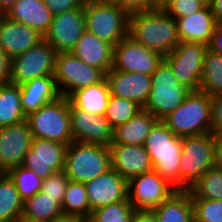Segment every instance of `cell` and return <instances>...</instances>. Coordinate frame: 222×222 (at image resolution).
I'll return each mask as SVG.
<instances>
[{
    "mask_svg": "<svg viewBox=\"0 0 222 222\" xmlns=\"http://www.w3.org/2000/svg\"><path fill=\"white\" fill-rule=\"evenodd\" d=\"M52 222H88L86 219L77 217V216H70V215H62Z\"/></svg>",
    "mask_w": 222,
    "mask_h": 222,
    "instance_id": "cell-49",
    "label": "cell"
},
{
    "mask_svg": "<svg viewBox=\"0 0 222 222\" xmlns=\"http://www.w3.org/2000/svg\"><path fill=\"white\" fill-rule=\"evenodd\" d=\"M17 222H44V221H40V220H37V219H32V218H29V217H24L23 215L18 219Z\"/></svg>",
    "mask_w": 222,
    "mask_h": 222,
    "instance_id": "cell-51",
    "label": "cell"
},
{
    "mask_svg": "<svg viewBox=\"0 0 222 222\" xmlns=\"http://www.w3.org/2000/svg\"><path fill=\"white\" fill-rule=\"evenodd\" d=\"M20 86V103L25 116L60 97L54 75L31 79Z\"/></svg>",
    "mask_w": 222,
    "mask_h": 222,
    "instance_id": "cell-23",
    "label": "cell"
},
{
    "mask_svg": "<svg viewBox=\"0 0 222 222\" xmlns=\"http://www.w3.org/2000/svg\"><path fill=\"white\" fill-rule=\"evenodd\" d=\"M163 59L159 53L126 36L114 46L112 68L117 71L151 75Z\"/></svg>",
    "mask_w": 222,
    "mask_h": 222,
    "instance_id": "cell-13",
    "label": "cell"
},
{
    "mask_svg": "<svg viewBox=\"0 0 222 222\" xmlns=\"http://www.w3.org/2000/svg\"><path fill=\"white\" fill-rule=\"evenodd\" d=\"M68 145L43 138H32L31 147L25 154L22 166L46 179L55 172L64 170Z\"/></svg>",
    "mask_w": 222,
    "mask_h": 222,
    "instance_id": "cell-14",
    "label": "cell"
},
{
    "mask_svg": "<svg viewBox=\"0 0 222 222\" xmlns=\"http://www.w3.org/2000/svg\"><path fill=\"white\" fill-rule=\"evenodd\" d=\"M120 0H96V2L100 3H110V4H117Z\"/></svg>",
    "mask_w": 222,
    "mask_h": 222,
    "instance_id": "cell-52",
    "label": "cell"
},
{
    "mask_svg": "<svg viewBox=\"0 0 222 222\" xmlns=\"http://www.w3.org/2000/svg\"><path fill=\"white\" fill-rule=\"evenodd\" d=\"M207 45L195 42H180L164 57L180 84L191 91H199Z\"/></svg>",
    "mask_w": 222,
    "mask_h": 222,
    "instance_id": "cell-11",
    "label": "cell"
},
{
    "mask_svg": "<svg viewBox=\"0 0 222 222\" xmlns=\"http://www.w3.org/2000/svg\"><path fill=\"white\" fill-rule=\"evenodd\" d=\"M87 199L92 211L128 199V181L112 168L85 183Z\"/></svg>",
    "mask_w": 222,
    "mask_h": 222,
    "instance_id": "cell-18",
    "label": "cell"
},
{
    "mask_svg": "<svg viewBox=\"0 0 222 222\" xmlns=\"http://www.w3.org/2000/svg\"><path fill=\"white\" fill-rule=\"evenodd\" d=\"M44 39L38 31L20 22L0 16V48L11 60L36 46Z\"/></svg>",
    "mask_w": 222,
    "mask_h": 222,
    "instance_id": "cell-20",
    "label": "cell"
},
{
    "mask_svg": "<svg viewBox=\"0 0 222 222\" xmlns=\"http://www.w3.org/2000/svg\"><path fill=\"white\" fill-rule=\"evenodd\" d=\"M214 145L215 135L212 132L182 137L181 190H189L206 171L214 167Z\"/></svg>",
    "mask_w": 222,
    "mask_h": 222,
    "instance_id": "cell-7",
    "label": "cell"
},
{
    "mask_svg": "<svg viewBox=\"0 0 222 222\" xmlns=\"http://www.w3.org/2000/svg\"><path fill=\"white\" fill-rule=\"evenodd\" d=\"M6 174L14 182L20 199L25 202L41 191L43 179L38 177L34 171L24 166L9 169Z\"/></svg>",
    "mask_w": 222,
    "mask_h": 222,
    "instance_id": "cell-35",
    "label": "cell"
},
{
    "mask_svg": "<svg viewBox=\"0 0 222 222\" xmlns=\"http://www.w3.org/2000/svg\"><path fill=\"white\" fill-rule=\"evenodd\" d=\"M18 0H0V14L5 15Z\"/></svg>",
    "mask_w": 222,
    "mask_h": 222,
    "instance_id": "cell-50",
    "label": "cell"
},
{
    "mask_svg": "<svg viewBox=\"0 0 222 222\" xmlns=\"http://www.w3.org/2000/svg\"><path fill=\"white\" fill-rule=\"evenodd\" d=\"M152 211L157 222H194V208L189 190L177 189Z\"/></svg>",
    "mask_w": 222,
    "mask_h": 222,
    "instance_id": "cell-26",
    "label": "cell"
},
{
    "mask_svg": "<svg viewBox=\"0 0 222 222\" xmlns=\"http://www.w3.org/2000/svg\"><path fill=\"white\" fill-rule=\"evenodd\" d=\"M212 99V133L222 135V94L211 97Z\"/></svg>",
    "mask_w": 222,
    "mask_h": 222,
    "instance_id": "cell-43",
    "label": "cell"
},
{
    "mask_svg": "<svg viewBox=\"0 0 222 222\" xmlns=\"http://www.w3.org/2000/svg\"><path fill=\"white\" fill-rule=\"evenodd\" d=\"M22 215L44 222H52L56 218L62 216L63 212L61 206L55 199L39 191L32 198L27 199L23 203Z\"/></svg>",
    "mask_w": 222,
    "mask_h": 222,
    "instance_id": "cell-32",
    "label": "cell"
},
{
    "mask_svg": "<svg viewBox=\"0 0 222 222\" xmlns=\"http://www.w3.org/2000/svg\"><path fill=\"white\" fill-rule=\"evenodd\" d=\"M128 36L163 57L180 43L176 19L161 7L130 15Z\"/></svg>",
    "mask_w": 222,
    "mask_h": 222,
    "instance_id": "cell-1",
    "label": "cell"
},
{
    "mask_svg": "<svg viewBox=\"0 0 222 222\" xmlns=\"http://www.w3.org/2000/svg\"><path fill=\"white\" fill-rule=\"evenodd\" d=\"M207 49L222 54V23H217Z\"/></svg>",
    "mask_w": 222,
    "mask_h": 222,
    "instance_id": "cell-44",
    "label": "cell"
},
{
    "mask_svg": "<svg viewBox=\"0 0 222 222\" xmlns=\"http://www.w3.org/2000/svg\"><path fill=\"white\" fill-rule=\"evenodd\" d=\"M73 141L109 147L113 140V128L104 115L91 114L77 107H69Z\"/></svg>",
    "mask_w": 222,
    "mask_h": 222,
    "instance_id": "cell-16",
    "label": "cell"
},
{
    "mask_svg": "<svg viewBox=\"0 0 222 222\" xmlns=\"http://www.w3.org/2000/svg\"><path fill=\"white\" fill-rule=\"evenodd\" d=\"M86 30L115 46L128 36L129 15L117 4L85 2Z\"/></svg>",
    "mask_w": 222,
    "mask_h": 222,
    "instance_id": "cell-8",
    "label": "cell"
},
{
    "mask_svg": "<svg viewBox=\"0 0 222 222\" xmlns=\"http://www.w3.org/2000/svg\"><path fill=\"white\" fill-rule=\"evenodd\" d=\"M166 0H156V2L161 5L163 2H165Z\"/></svg>",
    "mask_w": 222,
    "mask_h": 222,
    "instance_id": "cell-54",
    "label": "cell"
},
{
    "mask_svg": "<svg viewBox=\"0 0 222 222\" xmlns=\"http://www.w3.org/2000/svg\"><path fill=\"white\" fill-rule=\"evenodd\" d=\"M88 1H96V0H84V2H88Z\"/></svg>",
    "mask_w": 222,
    "mask_h": 222,
    "instance_id": "cell-55",
    "label": "cell"
},
{
    "mask_svg": "<svg viewBox=\"0 0 222 222\" xmlns=\"http://www.w3.org/2000/svg\"><path fill=\"white\" fill-rule=\"evenodd\" d=\"M32 137L69 145L72 141L69 99L60 96L26 117Z\"/></svg>",
    "mask_w": 222,
    "mask_h": 222,
    "instance_id": "cell-6",
    "label": "cell"
},
{
    "mask_svg": "<svg viewBox=\"0 0 222 222\" xmlns=\"http://www.w3.org/2000/svg\"><path fill=\"white\" fill-rule=\"evenodd\" d=\"M180 42H195L208 45L216 27V19L210 6L176 19Z\"/></svg>",
    "mask_w": 222,
    "mask_h": 222,
    "instance_id": "cell-24",
    "label": "cell"
},
{
    "mask_svg": "<svg viewBox=\"0 0 222 222\" xmlns=\"http://www.w3.org/2000/svg\"><path fill=\"white\" fill-rule=\"evenodd\" d=\"M158 119L142 109L132 119L113 130L111 144L144 145L146 138Z\"/></svg>",
    "mask_w": 222,
    "mask_h": 222,
    "instance_id": "cell-28",
    "label": "cell"
},
{
    "mask_svg": "<svg viewBox=\"0 0 222 222\" xmlns=\"http://www.w3.org/2000/svg\"><path fill=\"white\" fill-rule=\"evenodd\" d=\"M11 60L0 48V85L10 83Z\"/></svg>",
    "mask_w": 222,
    "mask_h": 222,
    "instance_id": "cell-45",
    "label": "cell"
},
{
    "mask_svg": "<svg viewBox=\"0 0 222 222\" xmlns=\"http://www.w3.org/2000/svg\"><path fill=\"white\" fill-rule=\"evenodd\" d=\"M211 10L215 16L217 23H222V0H212Z\"/></svg>",
    "mask_w": 222,
    "mask_h": 222,
    "instance_id": "cell-48",
    "label": "cell"
},
{
    "mask_svg": "<svg viewBox=\"0 0 222 222\" xmlns=\"http://www.w3.org/2000/svg\"><path fill=\"white\" fill-rule=\"evenodd\" d=\"M23 203L14 182L0 173V222H17L23 214Z\"/></svg>",
    "mask_w": 222,
    "mask_h": 222,
    "instance_id": "cell-30",
    "label": "cell"
},
{
    "mask_svg": "<svg viewBox=\"0 0 222 222\" xmlns=\"http://www.w3.org/2000/svg\"><path fill=\"white\" fill-rule=\"evenodd\" d=\"M84 63L106 74L113 66L114 46L85 30L71 51Z\"/></svg>",
    "mask_w": 222,
    "mask_h": 222,
    "instance_id": "cell-22",
    "label": "cell"
},
{
    "mask_svg": "<svg viewBox=\"0 0 222 222\" xmlns=\"http://www.w3.org/2000/svg\"><path fill=\"white\" fill-rule=\"evenodd\" d=\"M205 6L199 0H166L160 5L169 16L175 19L196 13Z\"/></svg>",
    "mask_w": 222,
    "mask_h": 222,
    "instance_id": "cell-39",
    "label": "cell"
},
{
    "mask_svg": "<svg viewBox=\"0 0 222 222\" xmlns=\"http://www.w3.org/2000/svg\"><path fill=\"white\" fill-rule=\"evenodd\" d=\"M105 74L77 58L72 52L56 54L54 78L60 95L69 97L74 91L100 82Z\"/></svg>",
    "mask_w": 222,
    "mask_h": 222,
    "instance_id": "cell-9",
    "label": "cell"
},
{
    "mask_svg": "<svg viewBox=\"0 0 222 222\" xmlns=\"http://www.w3.org/2000/svg\"><path fill=\"white\" fill-rule=\"evenodd\" d=\"M194 208V222H222V201L205 198H191Z\"/></svg>",
    "mask_w": 222,
    "mask_h": 222,
    "instance_id": "cell-38",
    "label": "cell"
},
{
    "mask_svg": "<svg viewBox=\"0 0 222 222\" xmlns=\"http://www.w3.org/2000/svg\"><path fill=\"white\" fill-rule=\"evenodd\" d=\"M199 91L211 97L222 94V54L207 49Z\"/></svg>",
    "mask_w": 222,
    "mask_h": 222,
    "instance_id": "cell-31",
    "label": "cell"
},
{
    "mask_svg": "<svg viewBox=\"0 0 222 222\" xmlns=\"http://www.w3.org/2000/svg\"><path fill=\"white\" fill-rule=\"evenodd\" d=\"M144 148L150 155L153 169L176 189H180L182 137L176 136L162 120L151 128Z\"/></svg>",
    "mask_w": 222,
    "mask_h": 222,
    "instance_id": "cell-2",
    "label": "cell"
},
{
    "mask_svg": "<svg viewBox=\"0 0 222 222\" xmlns=\"http://www.w3.org/2000/svg\"><path fill=\"white\" fill-rule=\"evenodd\" d=\"M85 30L84 7H80L54 15L44 40L57 53L71 52Z\"/></svg>",
    "mask_w": 222,
    "mask_h": 222,
    "instance_id": "cell-15",
    "label": "cell"
},
{
    "mask_svg": "<svg viewBox=\"0 0 222 222\" xmlns=\"http://www.w3.org/2000/svg\"><path fill=\"white\" fill-rule=\"evenodd\" d=\"M56 50L44 39L25 53L11 59L10 83L21 85L31 79L52 76Z\"/></svg>",
    "mask_w": 222,
    "mask_h": 222,
    "instance_id": "cell-10",
    "label": "cell"
},
{
    "mask_svg": "<svg viewBox=\"0 0 222 222\" xmlns=\"http://www.w3.org/2000/svg\"><path fill=\"white\" fill-rule=\"evenodd\" d=\"M212 99L207 93L191 91L185 101L162 121L178 137L212 132Z\"/></svg>",
    "mask_w": 222,
    "mask_h": 222,
    "instance_id": "cell-3",
    "label": "cell"
},
{
    "mask_svg": "<svg viewBox=\"0 0 222 222\" xmlns=\"http://www.w3.org/2000/svg\"><path fill=\"white\" fill-rule=\"evenodd\" d=\"M111 168L127 181L153 170L150 155L144 145L111 144Z\"/></svg>",
    "mask_w": 222,
    "mask_h": 222,
    "instance_id": "cell-21",
    "label": "cell"
},
{
    "mask_svg": "<svg viewBox=\"0 0 222 222\" xmlns=\"http://www.w3.org/2000/svg\"><path fill=\"white\" fill-rule=\"evenodd\" d=\"M111 95L134 101L142 108L152 88L151 75L136 72H123L111 68L106 74Z\"/></svg>",
    "mask_w": 222,
    "mask_h": 222,
    "instance_id": "cell-19",
    "label": "cell"
},
{
    "mask_svg": "<svg viewBox=\"0 0 222 222\" xmlns=\"http://www.w3.org/2000/svg\"><path fill=\"white\" fill-rule=\"evenodd\" d=\"M191 198H205L222 201V169L212 167L189 189Z\"/></svg>",
    "mask_w": 222,
    "mask_h": 222,
    "instance_id": "cell-34",
    "label": "cell"
},
{
    "mask_svg": "<svg viewBox=\"0 0 222 222\" xmlns=\"http://www.w3.org/2000/svg\"><path fill=\"white\" fill-rule=\"evenodd\" d=\"M5 16L12 21L30 26L44 36L54 15L43 0H18Z\"/></svg>",
    "mask_w": 222,
    "mask_h": 222,
    "instance_id": "cell-25",
    "label": "cell"
},
{
    "mask_svg": "<svg viewBox=\"0 0 222 222\" xmlns=\"http://www.w3.org/2000/svg\"><path fill=\"white\" fill-rule=\"evenodd\" d=\"M111 93L105 77L98 83L74 91L69 97V107H77L95 115H104Z\"/></svg>",
    "mask_w": 222,
    "mask_h": 222,
    "instance_id": "cell-27",
    "label": "cell"
},
{
    "mask_svg": "<svg viewBox=\"0 0 222 222\" xmlns=\"http://www.w3.org/2000/svg\"><path fill=\"white\" fill-rule=\"evenodd\" d=\"M63 215L90 219V205L87 199L85 183L69 180L61 204Z\"/></svg>",
    "mask_w": 222,
    "mask_h": 222,
    "instance_id": "cell-33",
    "label": "cell"
},
{
    "mask_svg": "<svg viewBox=\"0 0 222 222\" xmlns=\"http://www.w3.org/2000/svg\"><path fill=\"white\" fill-rule=\"evenodd\" d=\"M177 189L154 169L128 180V200L135 210L152 211Z\"/></svg>",
    "mask_w": 222,
    "mask_h": 222,
    "instance_id": "cell-12",
    "label": "cell"
},
{
    "mask_svg": "<svg viewBox=\"0 0 222 222\" xmlns=\"http://www.w3.org/2000/svg\"><path fill=\"white\" fill-rule=\"evenodd\" d=\"M214 167L222 169V135H215Z\"/></svg>",
    "mask_w": 222,
    "mask_h": 222,
    "instance_id": "cell-47",
    "label": "cell"
},
{
    "mask_svg": "<svg viewBox=\"0 0 222 222\" xmlns=\"http://www.w3.org/2000/svg\"><path fill=\"white\" fill-rule=\"evenodd\" d=\"M134 212L133 205L127 199L95 209L88 222H131Z\"/></svg>",
    "mask_w": 222,
    "mask_h": 222,
    "instance_id": "cell-37",
    "label": "cell"
},
{
    "mask_svg": "<svg viewBox=\"0 0 222 222\" xmlns=\"http://www.w3.org/2000/svg\"><path fill=\"white\" fill-rule=\"evenodd\" d=\"M53 15L84 7V0H43Z\"/></svg>",
    "mask_w": 222,
    "mask_h": 222,
    "instance_id": "cell-42",
    "label": "cell"
},
{
    "mask_svg": "<svg viewBox=\"0 0 222 222\" xmlns=\"http://www.w3.org/2000/svg\"><path fill=\"white\" fill-rule=\"evenodd\" d=\"M142 107L134 101L111 95L104 117L109 121L111 127L115 129L132 119Z\"/></svg>",
    "mask_w": 222,
    "mask_h": 222,
    "instance_id": "cell-36",
    "label": "cell"
},
{
    "mask_svg": "<svg viewBox=\"0 0 222 222\" xmlns=\"http://www.w3.org/2000/svg\"><path fill=\"white\" fill-rule=\"evenodd\" d=\"M32 134L27 121L0 127V173L22 166L31 147Z\"/></svg>",
    "mask_w": 222,
    "mask_h": 222,
    "instance_id": "cell-17",
    "label": "cell"
},
{
    "mask_svg": "<svg viewBox=\"0 0 222 222\" xmlns=\"http://www.w3.org/2000/svg\"><path fill=\"white\" fill-rule=\"evenodd\" d=\"M131 222H157L153 211L135 210Z\"/></svg>",
    "mask_w": 222,
    "mask_h": 222,
    "instance_id": "cell-46",
    "label": "cell"
},
{
    "mask_svg": "<svg viewBox=\"0 0 222 222\" xmlns=\"http://www.w3.org/2000/svg\"><path fill=\"white\" fill-rule=\"evenodd\" d=\"M111 169L109 147L72 141L66 151L64 173L71 181L86 183Z\"/></svg>",
    "mask_w": 222,
    "mask_h": 222,
    "instance_id": "cell-5",
    "label": "cell"
},
{
    "mask_svg": "<svg viewBox=\"0 0 222 222\" xmlns=\"http://www.w3.org/2000/svg\"><path fill=\"white\" fill-rule=\"evenodd\" d=\"M151 83L152 88L142 109L158 120H163L175 111L191 92L179 83L172 68L164 59L151 74Z\"/></svg>",
    "mask_w": 222,
    "mask_h": 222,
    "instance_id": "cell-4",
    "label": "cell"
},
{
    "mask_svg": "<svg viewBox=\"0 0 222 222\" xmlns=\"http://www.w3.org/2000/svg\"><path fill=\"white\" fill-rule=\"evenodd\" d=\"M117 5L129 16L160 7L156 0H120Z\"/></svg>",
    "mask_w": 222,
    "mask_h": 222,
    "instance_id": "cell-41",
    "label": "cell"
},
{
    "mask_svg": "<svg viewBox=\"0 0 222 222\" xmlns=\"http://www.w3.org/2000/svg\"><path fill=\"white\" fill-rule=\"evenodd\" d=\"M201 1L202 3H204L206 6H210L211 5V2L212 0H199Z\"/></svg>",
    "mask_w": 222,
    "mask_h": 222,
    "instance_id": "cell-53",
    "label": "cell"
},
{
    "mask_svg": "<svg viewBox=\"0 0 222 222\" xmlns=\"http://www.w3.org/2000/svg\"><path fill=\"white\" fill-rule=\"evenodd\" d=\"M68 181L69 178L64 171L55 172L46 179H43L41 192L45 193L46 196L55 199V201L61 206Z\"/></svg>",
    "mask_w": 222,
    "mask_h": 222,
    "instance_id": "cell-40",
    "label": "cell"
},
{
    "mask_svg": "<svg viewBox=\"0 0 222 222\" xmlns=\"http://www.w3.org/2000/svg\"><path fill=\"white\" fill-rule=\"evenodd\" d=\"M26 120L20 103V86L11 83L0 85V127Z\"/></svg>",
    "mask_w": 222,
    "mask_h": 222,
    "instance_id": "cell-29",
    "label": "cell"
}]
</instances>
